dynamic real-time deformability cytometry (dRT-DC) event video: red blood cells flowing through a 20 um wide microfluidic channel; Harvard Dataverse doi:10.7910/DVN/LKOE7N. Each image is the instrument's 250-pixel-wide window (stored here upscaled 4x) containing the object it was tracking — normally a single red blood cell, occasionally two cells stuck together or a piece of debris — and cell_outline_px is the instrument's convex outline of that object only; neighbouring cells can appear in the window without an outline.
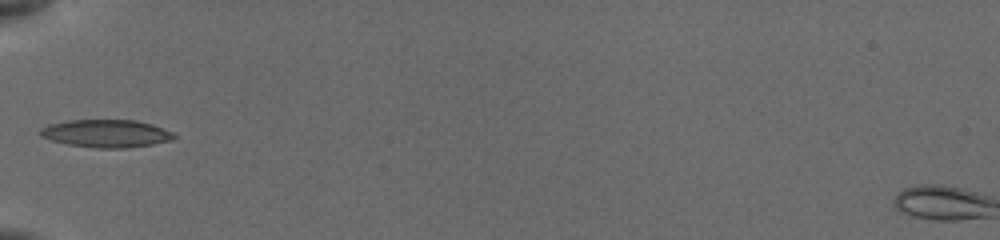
{"species": "common noctule bat (a hibernating species)", "species_latin": "Nyctalus noctula", "temperature_condition": "cold", "stored_images_in_passage": 31, "camera_frame_rate_fps": 3000, "um_per_image_px": 0.085, "animal": {"sex": "female", "body_mass_g": 19.5, "forearm_length_mm": 54.1}, "frame": {"image": 1, "passage_image": 1, "time_ms": 0.0, "image_size_px": [1000, 240], "cell_outline_px": [[176, 136], [172, 140], [152, 144], [128, 148], [96, 148], [68, 144], [52, 140], [40, 136], [40, 128], [48, 124], [68, 120], [136, 120], [152, 124], [172, 132]], "centroid_in_image_um": [9.02, 11.34], "position_along_channel_um": 76.0, "area_um2": 21.62}}
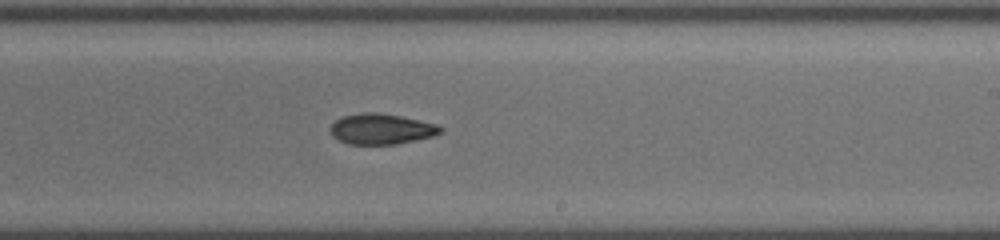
{"frame": {"image": 2, "passage_image": 14, "time_ms": 4.667, "image_size_px": [1000, 240], "cell_outline_px": [[444, 128], [440, 132], [432, 136], [416, 140], [396, 144], [348, 144], [332, 136], [332, 124], [340, 116], [364, 112], [376, 112], [400, 116], [420, 120], [436, 124]], "centroid_in_image_um": [32.41, 10.96], "position_along_channel_um": 256.6, "area_um2": 19.48}}
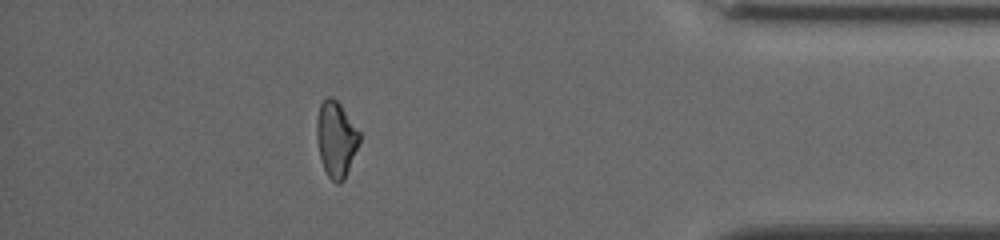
{"frame": {"image": 3, "passage_image": 27, "time_ms": 9.333, "image_size_px": [1000, 240], "cell_outline_px": [[360, 140], [344, 180], [340, 184], [336, 184], [328, 176], [320, 160], [316, 140], [316, 120], [320, 104], [328, 96], [332, 96], [340, 104], [360, 132]], "centroid_in_image_um": [28.54, 11.83], "position_along_channel_um": 406.7, "area_um2": 18.9}, "authors_computed_cell_mechanics": {"area_um2": 19.5364, "velocity_mm_per_s": 3.891, "shape_relaxation_time_tau1_ms": null, "shape_relaxation_time_tau2_ms": 7.3661, "deformation_change_tau1": null, "deformation_change_tau2": 0.1242}}